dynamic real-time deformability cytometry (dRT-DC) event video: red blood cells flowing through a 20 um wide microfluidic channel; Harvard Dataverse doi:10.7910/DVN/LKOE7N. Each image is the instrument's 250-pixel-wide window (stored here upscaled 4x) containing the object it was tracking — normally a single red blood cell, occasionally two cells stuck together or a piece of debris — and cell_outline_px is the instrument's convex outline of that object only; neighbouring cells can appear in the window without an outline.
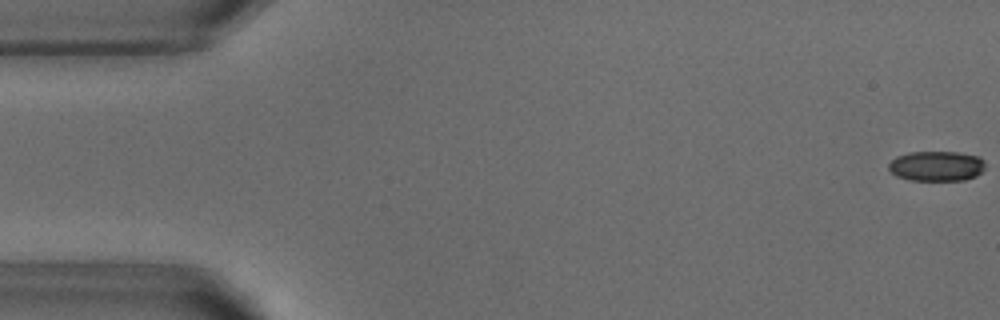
{"species": "common noctule bat (a hibernating species)", "species_latin": "Nyctalus noctula", "temperature_condition": "warm", "stored_images_in_passage": 53, "camera_frame_rate_fps": 3000, "um_per_image_px": 0.085, "animal": {"sex": "male", "body_mass_g": 18.8}, "frame": {"image": 1, "passage_image": 1, "time_ms": 0.0, "image_size_px": [1000, 320], "cell_outline_px": [[984, 168], [976, 176], [964, 180], [912, 180], [896, 176], [888, 168], [888, 164], [896, 156], [908, 152], [956, 152], [980, 156], [984, 160]], "centroid_in_image_um": [79.6, 14.1], "position_along_channel_um": 5.4, "area_um2": 16.94}}
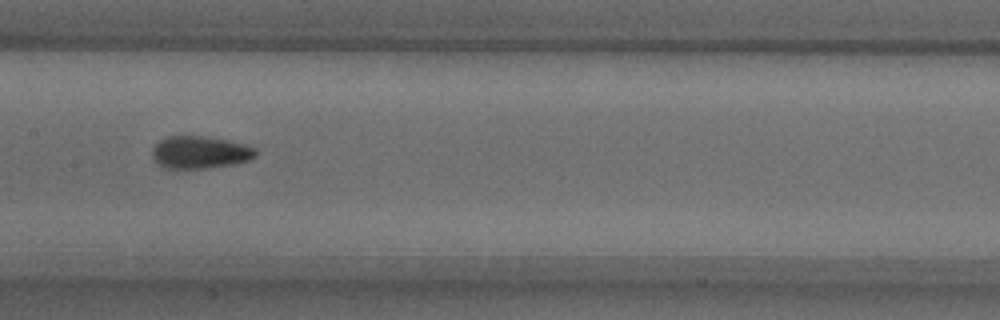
{"frame": {"image": 2, "passage_image": 26, "time_ms": 8.333, "image_size_px": [1000, 320], "cell_outline_px": [[256, 156], [248, 160], [236, 164], [204, 168], [164, 168], [152, 156], [152, 148], [160, 140], [168, 136], [200, 136], [228, 140], [248, 144], [256, 148]], "centroid_in_image_um": [17.04, 12.94], "position_along_channel_um": 190.4, "area_um2": 19.54}}
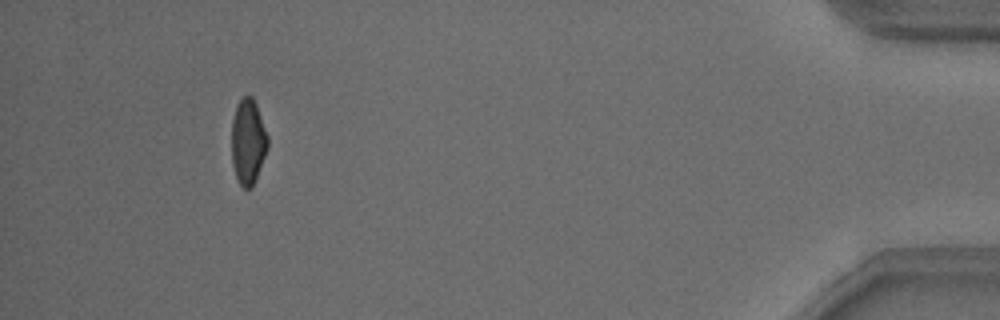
{"frame": {"image": 3, "passage_image": 49, "time_ms": 16.0, "image_size_px": [1000, 320], "cell_outline_px": [[268, 148], [252, 188], [244, 188], [240, 184], [236, 176], [232, 164], [232, 120], [236, 104], [244, 96], [252, 96], [256, 104], [268, 136]], "centroid_in_image_um": [21.08, 12.03], "position_along_channel_um": 414.1, "area_um2": 17.92}, "authors_computed_cell_mechanics": {"area_um2": 18.785, "velocity_mm_per_s": 3.8363, "shape_relaxation_time_tau1_ms": 6.6247, "shape_relaxation_time_tau2_ms": 2.5449, "deformation_change_tau1": 0.1687, "deformation_change_tau2": 0.0829}}